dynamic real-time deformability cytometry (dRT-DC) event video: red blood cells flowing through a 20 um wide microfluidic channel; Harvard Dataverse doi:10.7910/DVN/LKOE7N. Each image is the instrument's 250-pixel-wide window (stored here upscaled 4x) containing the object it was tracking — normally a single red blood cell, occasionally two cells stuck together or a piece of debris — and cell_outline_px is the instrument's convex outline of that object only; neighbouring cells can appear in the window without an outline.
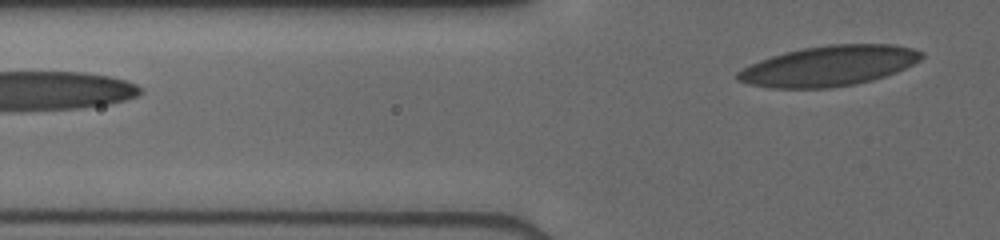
{"species": "human", "species_latin": "Homo sapiens", "temperature_condition": "cold", "stored_images_in_passage": 7, "segment_of_instrument_passage": [2, 2], "camera_frame_rate_fps": 3000, "um_per_image_px": 0.085, "donor": {"sex": "male"}, "frame": {"image": 1, "passage_image": 7, "time_ms": 3.0, "image_size_px": [1000, 240], "cell_outline_px": [[924, 56], [920, 60], [896, 72], [872, 80], [852, 84], [828, 88], [772, 88], [748, 84], [736, 80], [736, 72], [740, 68], [760, 60], [784, 52], [804, 48], [828, 44], [892, 44], [912, 48], [924, 52]], "centroid_in_image_um": [70.43, 5.6], "position_along_channel_um": 55.4, "area_um2": 43.18}}